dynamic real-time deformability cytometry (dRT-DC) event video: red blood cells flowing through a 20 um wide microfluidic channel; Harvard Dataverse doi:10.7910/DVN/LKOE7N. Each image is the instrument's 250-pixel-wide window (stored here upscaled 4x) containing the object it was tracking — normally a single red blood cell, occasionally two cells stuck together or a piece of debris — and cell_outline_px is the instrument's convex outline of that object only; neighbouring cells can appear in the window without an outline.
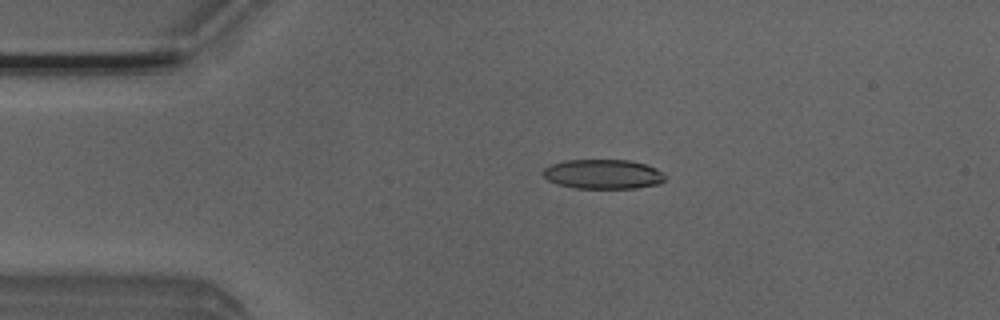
{"species": "Egyptian fruit bat (a non-hibernating species)", "species_latin": "Rousettus aegyptiacus", "temperature_condition": "room temperature", "stored_images_in_passage": 50, "camera_frame_rate_fps": 3000, "um_per_image_px": 0.085, "animal": {"sex": "male"}, "frame": {"image": 1, "passage_image": 10, "time_ms": 3.0, "image_size_px": [1000, 320], "cell_outline_px": [[664, 180], [660, 184], [636, 188], [576, 188], [560, 184], [548, 180], [540, 172], [544, 168], [552, 164], [568, 160], [628, 160], [644, 164], [656, 168], [664, 176]], "centroid_in_image_um": [51.25, 14.8], "position_along_channel_um": 33.8, "area_um2": 20.81}}
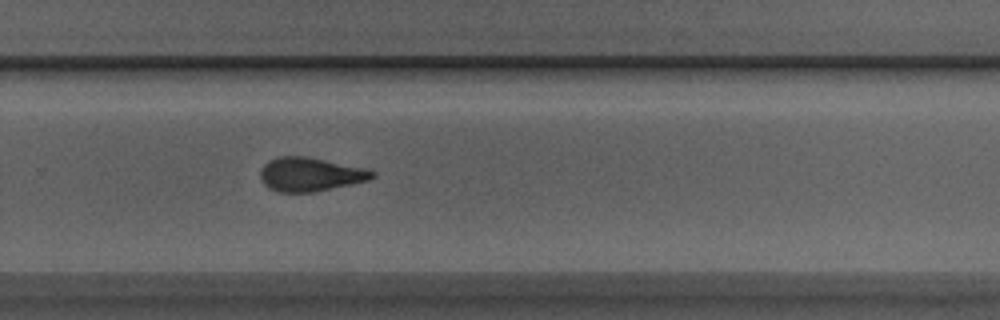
{"frame": {"image": 2, "passage_image": 33, "time_ms": 10.667, "image_size_px": [1000, 320], "cell_outline_px": [[376, 176], [372, 180], [316, 192], [276, 192], [268, 188], [260, 180], [260, 168], [268, 160], [276, 156], [304, 156], [368, 168], [376, 172]], "centroid_in_image_um": [26.39, 14.82], "position_along_channel_um": 303.4, "area_um2": 22.6}}
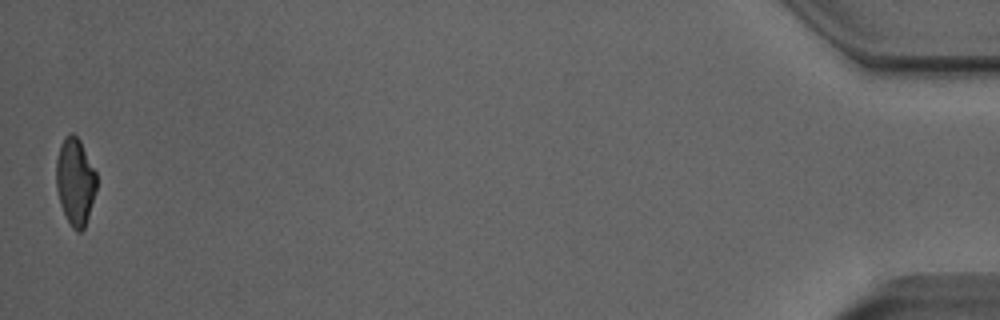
{"frame": {"image": 3, "passage_image": 50, "time_ms": 16.333, "image_size_px": [1000, 320], "cell_outline_px": [[96, 188], [88, 216], [84, 228], [80, 232], [76, 232], [72, 228], [60, 204], [56, 188], [56, 160], [60, 144], [64, 136], [68, 132], [72, 132], [80, 140], [96, 172]], "centroid_in_image_um": [6.37, 15.39], "position_along_channel_um": 428.8, "area_um2": 20.46}, "authors_computed_cell_mechanics": {"area_um2": 21.9062, "velocity_mm_per_s": 4.0112, "shape_relaxation_time_tau1_ms": 6.8084, "shape_relaxation_time_tau2_ms": 2.2076, "deformation_change_tau1": 0.2068, "deformation_change_tau2": 0.1058}}